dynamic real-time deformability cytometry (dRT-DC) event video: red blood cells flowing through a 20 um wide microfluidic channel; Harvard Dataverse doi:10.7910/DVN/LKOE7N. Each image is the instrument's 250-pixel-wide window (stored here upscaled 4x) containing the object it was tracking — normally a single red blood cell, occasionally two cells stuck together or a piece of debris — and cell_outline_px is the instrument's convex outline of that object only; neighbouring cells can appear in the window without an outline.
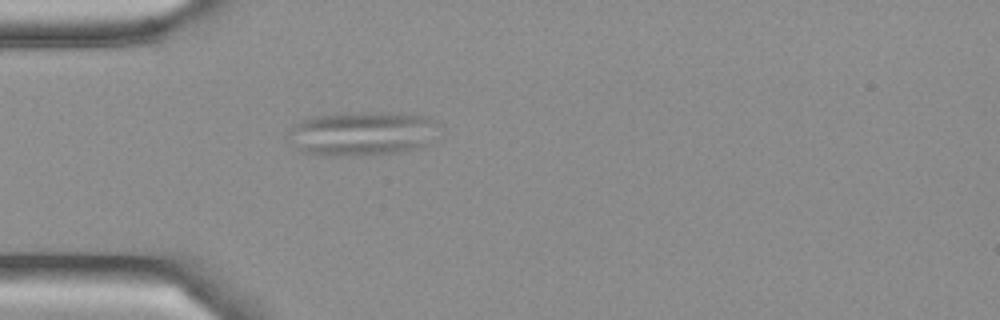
{"species": "Egyptian fruit bat (a non-hibernating species)", "species_latin": "Rousettus aegyptiacus", "temperature_condition": "cold", "stored_images_in_passage": 1, "camera_frame_rate_fps": 3000, "um_per_image_px": 0.085, "frame": {"image": 1, "passage_image": 1, "time_ms": 0.0, "image_size_px": [1000, 320], "cell_outline_px": [[444, 136], [424, 148], [400, 152], [356, 156], [320, 156], [300, 152], [284, 136], [292, 124], [300, 120], [316, 116], [360, 112], [380, 112], [432, 116], [444, 124]], "centroid_in_image_um": [30.94, 11.36], "position_along_channel_um": 54.1, "area_um2": 41.1}}